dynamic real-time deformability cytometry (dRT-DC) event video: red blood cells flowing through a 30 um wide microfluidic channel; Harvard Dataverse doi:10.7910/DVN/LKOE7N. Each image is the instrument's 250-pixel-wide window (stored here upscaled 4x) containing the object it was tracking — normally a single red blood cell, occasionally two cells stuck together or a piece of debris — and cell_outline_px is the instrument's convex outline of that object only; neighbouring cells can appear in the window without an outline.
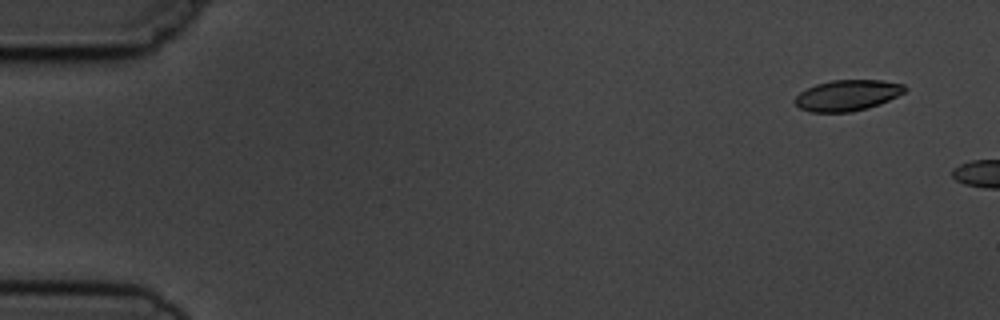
{"species": "common noctule bat (a hibernating species)", "species_latin": "Nyctalus noctula", "temperature_condition": "cold", "stored_images_in_passage": 2, "camera_frame_rate_fps": 3000, "um_per_image_px": 0.085, "animal": {"sex": "male", "body_mass_g": 19.5, "forearm_length_mm": 54.6}, "frame": {"image": 1, "passage_image": 1, "time_ms": 0.0, "image_size_px": [1000, 320], "cell_outline_px": [[908, 88], [904, 92], [880, 104], [868, 108], [852, 112], [812, 112], [800, 108], [796, 104], [796, 96], [800, 92], [816, 84], [832, 80], [880, 80], [904, 84]], "centroid_in_image_um": [72.05, 8.1], "position_along_channel_um": 13.0, "area_um2": 19.65}}